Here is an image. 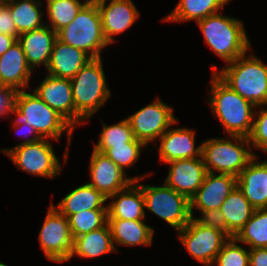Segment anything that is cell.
Wrapping results in <instances>:
<instances>
[{
	"label": "cell",
	"mask_w": 267,
	"mask_h": 266,
	"mask_svg": "<svg viewBox=\"0 0 267 266\" xmlns=\"http://www.w3.org/2000/svg\"><path fill=\"white\" fill-rule=\"evenodd\" d=\"M144 221L107 219L116 252L120 251L117 245L126 247L152 245L155 229Z\"/></svg>",
	"instance_id": "cb8c5ba5"
},
{
	"label": "cell",
	"mask_w": 267,
	"mask_h": 266,
	"mask_svg": "<svg viewBox=\"0 0 267 266\" xmlns=\"http://www.w3.org/2000/svg\"><path fill=\"white\" fill-rule=\"evenodd\" d=\"M227 231L235 237L253 215L255 209L236 187L220 207Z\"/></svg>",
	"instance_id": "83f0119b"
},
{
	"label": "cell",
	"mask_w": 267,
	"mask_h": 266,
	"mask_svg": "<svg viewBox=\"0 0 267 266\" xmlns=\"http://www.w3.org/2000/svg\"><path fill=\"white\" fill-rule=\"evenodd\" d=\"M199 217H193L199 224L214 228L225 233L229 238L233 236L227 231L224 216L220 209L199 211Z\"/></svg>",
	"instance_id": "8d00e7d4"
},
{
	"label": "cell",
	"mask_w": 267,
	"mask_h": 266,
	"mask_svg": "<svg viewBox=\"0 0 267 266\" xmlns=\"http://www.w3.org/2000/svg\"><path fill=\"white\" fill-rule=\"evenodd\" d=\"M176 233L183 248L204 266L213 265L217 254L230 239L219 230L199 224L193 217Z\"/></svg>",
	"instance_id": "7c38bea8"
},
{
	"label": "cell",
	"mask_w": 267,
	"mask_h": 266,
	"mask_svg": "<svg viewBox=\"0 0 267 266\" xmlns=\"http://www.w3.org/2000/svg\"><path fill=\"white\" fill-rule=\"evenodd\" d=\"M232 0H179L177 5L163 17V22H197L209 15L223 11Z\"/></svg>",
	"instance_id": "4316f807"
},
{
	"label": "cell",
	"mask_w": 267,
	"mask_h": 266,
	"mask_svg": "<svg viewBox=\"0 0 267 266\" xmlns=\"http://www.w3.org/2000/svg\"><path fill=\"white\" fill-rule=\"evenodd\" d=\"M0 266H8V265L5 264V263L0 262Z\"/></svg>",
	"instance_id": "ee69618b"
},
{
	"label": "cell",
	"mask_w": 267,
	"mask_h": 266,
	"mask_svg": "<svg viewBox=\"0 0 267 266\" xmlns=\"http://www.w3.org/2000/svg\"><path fill=\"white\" fill-rule=\"evenodd\" d=\"M166 164L169 165V171L163 182L191 199L207 174L203 157L175 160Z\"/></svg>",
	"instance_id": "ac0fdd59"
},
{
	"label": "cell",
	"mask_w": 267,
	"mask_h": 266,
	"mask_svg": "<svg viewBox=\"0 0 267 266\" xmlns=\"http://www.w3.org/2000/svg\"><path fill=\"white\" fill-rule=\"evenodd\" d=\"M210 80L206 101L225 135L248 137L256 106L232 90L215 73H211Z\"/></svg>",
	"instance_id": "6da1fadb"
},
{
	"label": "cell",
	"mask_w": 267,
	"mask_h": 266,
	"mask_svg": "<svg viewBox=\"0 0 267 266\" xmlns=\"http://www.w3.org/2000/svg\"><path fill=\"white\" fill-rule=\"evenodd\" d=\"M33 70L18 40L0 56V86L15 92L31 89Z\"/></svg>",
	"instance_id": "d6986e66"
},
{
	"label": "cell",
	"mask_w": 267,
	"mask_h": 266,
	"mask_svg": "<svg viewBox=\"0 0 267 266\" xmlns=\"http://www.w3.org/2000/svg\"><path fill=\"white\" fill-rule=\"evenodd\" d=\"M256 156L237 176V187L254 209L267 208V159Z\"/></svg>",
	"instance_id": "44dd1931"
},
{
	"label": "cell",
	"mask_w": 267,
	"mask_h": 266,
	"mask_svg": "<svg viewBox=\"0 0 267 266\" xmlns=\"http://www.w3.org/2000/svg\"><path fill=\"white\" fill-rule=\"evenodd\" d=\"M173 113V107L164 103L158 96L126 118L131 125L135 139L148 147L150 144L154 145L152 144L154 142L156 144L157 140L177 121Z\"/></svg>",
	"instance_id": "8fae6325"
},
{
	"label": "cell",
	"mask_w": 267,
	"mask_h": 266,
	"mask_svg": "<svg viewBox=\"0 0 267 266\" xmlns=\"http://www.w3.org/2000/svg\"><path fill=\"white\" fill-rule=\"evenodd\" d=\"M134 138L127 118L109 126L102 121V131L99 133L98 141L93 148H113L114 146L127 145Z\"/></svg>",
	"instance_id": "1f68e13d"
},
{
	"label": "cell",
	"mask_w": 267,
	"mask_h": 266,
	"mask_svg": "<svg viewBox=\"0 0 267 266\" xmlns=\"http://www.w3.org/2000/svg\"><path fill=\"white\" fill-rule=\"evenodd\" d=\"M0 33L11 35L16 39L20 35L6 6L0 11Z\"/></svg>",
	"instance_id": "ab89813d"
},
{
	"label": "cell",
	"mask_w": 267,
	"mask_h": 266,
	"mask_svg": "<svg viewBox=\"0 0 267 266\" xmlns=\"http://www.w3.org/2000/svg\"><path fill=\"white\" fill-rule=\"evenodd\" d=\"M147 146L135 138L127 143V145L114 146L113 148H93L99 152L104 153L116 165H118L125 173L127 168L131 169L136 165L142 154V150Z\"/></svg>",
	"instance_id": "d6a6232c"
},
{
	"label": "cell",
	"mask_w": 267,
	"mask_h": 266,
	"mask_svg": "<svg viewBox=\"0 0 267 266\" xmlns=\"http://www.w3.org/2000/svg\"><path fill=\"white\" fill-rule=\"evenodd\" d=\"M101 15L102 29L109 45L140 18V11L132 0H93ZM108 3V4H107Z\"/></svg>",
	"instance_id": "9a60e30c"
},
{
	"label": "cell",
	"mask_w": 267,
	"mask_h": 266,
	"mask_svg": "<svg viewBox=\"0 0 267 266\" xmlns=\"http://www.w3.org/2000/svg\"><path fill=\"white\" fill-rule=\"evenodd\" d=\"M44 77L39 85L30 90L75 128V105L71 80L57 78L47 73Z\"/></svg>",
	"instance_id": "e0dca14e"
},
{
	"label": "cell",
	"mask_w": 267,
	"mask_h": 266,
	"mask_svg": "<svg viewBox=\"0 0 267 266\" xmlns=\"http://www.w3.org/2000/svg\"><path fill=\"white\" fill-rule=\"evenodd\" d=\"M8 0H0L1 3H6Z\"/></svg>",
	"instance_id": "f6af8a7d"
},
{
	"label": "cell",
	"mask_w": 267,
	"mask_h": 266,
	"mask_svg": "<svg viewBox=\"0 0 267 266\" xmlns=\"http://www.w3.org/2000/svg\"><path fill=\"white\" fill-rule=\"evenodd\" d=\"M252 49L220 69L212 63L211 73L241 97L259 106L267 103V64L252 51L250 53Z\"/></svg>",
	"instance_id": "7a4b0ae2"
},
{
	"label": "cell",
	"mask_w": 267,
	"mask_h": 266,
	"mask_svg": "<svg viewBox=\"0 0 267 266\" xmlns=\"http://www.w3.org/2000/svg\"><path fill=\"white\" fill-rule=\"evenodd\" d=\"M107 210H87L68 217L73 239L103 227L107 223Z\"/></svg>",
	"instance_id": "836d02e7"
},
{
	"label": "cell",
	"mask_w": 267,
	"mask_h": 266,
	"mask_svg": "<svg viewBox=\"0 0 267 266\" xmlns=\"http://www.w3.org/2000/svg\"><path fill=\"white\" fill-rule=\"evenodd\" d=\"M145 178L135 181L142 189L145 209L164 220L176 232L181 230L192 218L190 199L164 182L161 186L144 184L142 180Z\"/></svg>",
	"instance_id": "ba28073f"
},
{
	"label": "cell",
	"mask_w": 267,
	"mask_h": 266,
	"mask_svg": "<svg viewBox=\"0 0 267 266\" xmlns=\"http://www.w3.org/2000/svg\"><path fill=\"white\" fill-rule=\"evenodd\" d=\"M5 7V3L0 2V11Z\"/></svg>",
	"instance_id": "7bdbcfd3"
},
{
	"label": "cell",
	"mask_w": 267,
	"mask_h": 266,
	"mask_svg": "<svg viewBox=\"0 0 267 266\" xmlns=\"http://www.w3.org/2000/svg\"><path fill=\"white\" fill-rule=\"evenodd\" d=\"M43 0H8L5 6L9 9L19 34L43 27L45 10Z\"/></svg>",
	"instance_id": "f1b7e54d"
},
{
	"label": "cell",
	"mask_w": 267,
	"mask_h": 266,
	"mask_svg": "<svg viewBox=\"0 0 267 266\" xmlns=\"http://www.w3.org/2000/svg\"><path fill=\"white\" fill-rule=\"evenodd\" d=\"M53 140L42 139L33 144H23L12 148H1L15 166L36 177L54 179L60 177L62 164L53 149Z\"/></svg>",
	"instance_id": "9c48e42d"
},
{
	"label": "cell",
	"mask_w": 267,
	"mask_h": 266,
	"mask_svg": "<svg viewBox=\"0 0 267 266\" xmlns=\"http://www.w3.org/2000/svg\"><path fill=\"white\" fill-rule=\"evenodd\" d=\"M107 199L87 182L67 193L54 207L65 217L87 210H107Z\"/></svg>",
	"instance_id": "d4e9b609"
},
{
	"label": "cell",
	"mask_w": 267,
	"mask_h": 266,
	"mask_svg": "<svg viewBox=\"0 0 267 266\" xmlns=\"http://www.w3.org/2000/svg\"><path fill=\"white\" fill-rule=\"evenodd\" d=\"M235 238L249 249L267 248V208L256 209Z\"/></svg>",
	"instance_id": "4dcf8cb0"
},
{
	"label": "cell",
	"mask_w": 267,
	"mask_h": 266,
	"mask_svg": "<svg viewBox=\"0 0 267 266\" xmlns=\"http://www.w3.org/2000/svg\"><path fill=\"white\" fill-rule=\"evenodd\" d=\"M237 187V177L207 172L202 185L190 199L191 216L194 211L220 209L225 199Z\"/></svg>",
	"instance_id": "2e32d148"
},
{
	"label": "cell",
	"mask_w": 267,
	"mask_h": 266,
	"mask_svg": "<svg viewBox=\"0 0 267 266\" xmlns=\"http://www.w3.org/2000/svg\"><path fill=\"white\" fill-rule=\"evenodd\" d=\"M174 122L168 130L157 140L159 162L169 163L175 160L202 157V142L196 146V131L189 127H177ZM176 126V127H175Z\"/></svg>",
	"instance_id": "5bb4252c"
},
{
	"label": "cell",
	"mask_w": 267,
	"mask_h": 266,
	"mask_svg": "<svg viewBox=\"0 0 267 266\" xmlns=\"http://www.w3.org/2000/svg\"><path fill=\"white\" fill-rule=\"evenodd\" d=\"M54 205L51 201L38 234V240L46 259L60 264L69 261L74 239L68 218Z\"/></svg>",
	"instance_id": "30bf717a"
},
{
	"label": "cell",
	"mask_w": 267,
	"mask_h": 266,
	"mask_svg": "<svg viewBox=\"0 0 267 266\" xmlns=\"http://www.w3.org/2000/svg\"><path fill=\"white\" fill-rule=\"evenodd\" d=\"M90 181L87 183L100 191L106 199L128 187L133 181L148 177L152 172L129 176L104 153L92 150L89 161Z\"/></svg>",
	"instance_id": "4fadbf2b"
},
{
	"label": "cell",
	"mask_w": 267,
	"mask_h": 266,
	"mask_svg": "<svg viewBox=\"0 0 267 266\" xmlns=\"http://www.w3.org/2000/svg\"><path fill=\"white\" fill-rule=\"evenodd\" d=\"M116 252L109 225L75 237L69 261L73 257L80 259H96L103 255Z\"/></svg>",
	"instance_id": "484cf974"
},
{
	"label": "cell",
	"mask_w": 267,
	"mask_h": 266,
	"mask_svg": "<svg viewBox=\"0 0 267 266\" xmlns=\"http://www.w3.org/2000/svg\"><path fill=\"white\" fill-rule=\"evenodd\" d=\"M57 39V32L48 25L34 29L18 36L26 60L30 68L35 71L38 67L47 68L54 43Z\"/></svg>",
	"instance_id": "ffe728a7"
},
{
	"label": "cell",
	"mask_w": 267,
	"mask_h": 266,
	"mask_svg": "<svg viewBox=\"0 0 267 266\" xmlns=\"http://www.w3.org/2000/svg\"><path fill=\"white\" fill-rule=\"evenodd\" d=\"M15 91L11 88L0 86V118L13 116ZM11 114V115H10Z\"/></svg>",
	"instance_id": "f35d334b"
},
{
	"label": "cell",
	"mask_w": 267,
	"mask_h": 266,
	"mask_svg": "<svg viewBox=\"0 0 267 266\" xmlns=\"http://www.w3.org/2000/svg\"><path fill=\"white\" fill-rule=\"evenodd\" d=\"M17 39L15 37H12L11 35H5L3 33H0V56L9 49Z\"/></svg>",
	"instance_id": "b9f144b4"
},
{
	"label": "cell",
	"mask_w": 267,
	"mask_h": 266,
	"mask_svg": "<svg viewBox=\"0 0 267 266\" xmlns=\"http://www.w3.org/2000/svg\"><path fill=\"white\" fill-rule=\"evenodd\" d=\"M248 137H213L202 141V157L207 172L237 177L256 157Z\"/></svg>",
	"instance_id": "8992f818"
},
{
	"label": "cell",
	"mask_w": 267,
	"mask_h": 266,
	"mask_svg": "<svg viewBox=\"0 0 267 266\" xmlns=\"http://www.w3.org/2000/svg\"><path fill=\"white\" fill-rule=\"evenodd\" d=\"M241 245L235 237L230 238L217 254L212 266H249V248Z\"/></svg>",
	"instance_id": "e575fe53"
},
{
	"label": "cell",
	"mask_w": 267,
	"mask_h": 266,
	"mask_svg": "<svg viewBox=\"0 0 267 266\" xmlns=\"http://www.w3.org/2000/svg\"><path fill=\"white\" fill-rule=\"evenodd\" d=\"M249 266H267V248L249 249Z\"/></svg>",
	"instance_id": "60d3db41"
},
{
	"label": "cell",
	"mask_w": 267,
	"mask_h": 266,
	"mask_svg": "<svg viewBox=\"0 0 267 266\" xmlns=\"http://www.w3.org/2000/svg\"><path fill=\"white\" fill-rule=\"evenodd\" d=\"M252 150L267 154V103L256 106L253 126L248 136Z\"/></svg>",
	"instance_id": "d590c367"
},
{
	"label": "cell",
	"mask_w": 267,
	"mask_h": 266,
	"mask_svg": "<svg viewBox=\"0 0 267 266\" xmlns=\"http://www.w3.org/2000/svg\"><path fill=\"white\" fill-rule=\"evenodd\" d=\"M103 66L102 57L92 58L70 79L75 105V127L89 123L112 96Z\"/></svg>",
	"instance_id": "5b68a950"
},
{
	"label": "cell",
	"mask_w": 267,
	"mask_h": 266,
	"mask_svg": "<svg viewBox=\"0 0 267 266\" xmlns=\"http://www.w3.org/2000/svg\"><path fill=\"white\" fill-rule=\"evenodd\" d=\"M57 38L87 53L91 58L102 57L109 46L102 29L101 15L97 4L90 0L73 21L57 32Z\"/></svg>",
	"instance_id": "52a82bcc"
},
{
	"label": "cell",
	"mask_w": 267,
	"mask_h": 266,
	"mask_svg": "<svg viewBox=\"0 0 267 266\" xmlns=\"http://www.w3.org/2000/svg\"><path fill=\"white\" fill-rule=\"evenodd\" d=\"M14 118L15 119H12L13 122L11 123L12 127L15 133L17 132L16 134H18V136L22 135L21 137L24 138L23 141L15 146L33 144L43 139L32 126H29L25 121L20 120L16 115Z\"/></svg>",
	"instance_id": "74e56055"
},
{
	"label": "cell",
	"mask_w": 267,
	"mask_h": 266,
	"mask_svg": "<svg viewBox=\"0 0 267 266\" xmlns=\"http://www.w3.org/2000/svg\"><path fill=\"white\" fill-rule=\"evenodd\" d=\"M92 58L84 51L56 39L46 73L57 78H73Z\"/></svg>",
	"instance_id": "603a6c76"
},
{
	"label": "cell",
	"mask_w": 267,
	"mask_h": 266,
	"mask_svg": "<svg viewBox=\"0 0 267 266\" xmlns=\"http://www.w3.org/2000/svg\"><path fill=\"white\" fill-rule=\"evenodd\" d=\"M243 23L240 19L226 16L222 11L196 22L204 43L226 64L233 62L252 48Z\"/></svg>",
	"instance_id": "277c9868"
},
{
	"label": "cell",
	"mask_w": 267,
	"mask_h": 266,
	"mask_svg": "<svg viewBox=\"0 0 267 266\" xmlns=\"http://www.w3.org/2000/svg\"><path fill=\"white\" fill-rule=\"evenodd\" d=\"M13 115L32 126L43 139L60 141L66 134L67 144L63 154L66 164L74 128L63 116L53 110L33 91H17L14 96Z\"/></svg>",
	"instance_id": "3957f363"
},
{
	"label": "cell",
	"mask_w": 267,
	"mask_h": 266,
	"mask_svg": "<svg viewBox=\"0 0 267 266\" xmlns=\"http://www.w3.org/2000/svg\"><path fill=\"white\" fill-rule=\"evenodd\" d=\"M46 1L45 24L58 32L70 24L90 0H43Z\"/></svg>",
	"instance_id": "f546056e"
},
{
	"label": "cell",
	"mask_w": 267,
	"mask_h": 266,
	"mask_svg": "<svg viewBox=\"0 0 267 266\" xmlns=\"http://www.w3.org/2000/svg\"><path fill=\"white\" fill-rule=\"evenodd\" d=\"M110 200V201H109ZM107 219L145 220L146 209L141 187L133 181L107 199Z\"/></svg>",
	"instance_id": "7402d4cb"
}]
</instances>
